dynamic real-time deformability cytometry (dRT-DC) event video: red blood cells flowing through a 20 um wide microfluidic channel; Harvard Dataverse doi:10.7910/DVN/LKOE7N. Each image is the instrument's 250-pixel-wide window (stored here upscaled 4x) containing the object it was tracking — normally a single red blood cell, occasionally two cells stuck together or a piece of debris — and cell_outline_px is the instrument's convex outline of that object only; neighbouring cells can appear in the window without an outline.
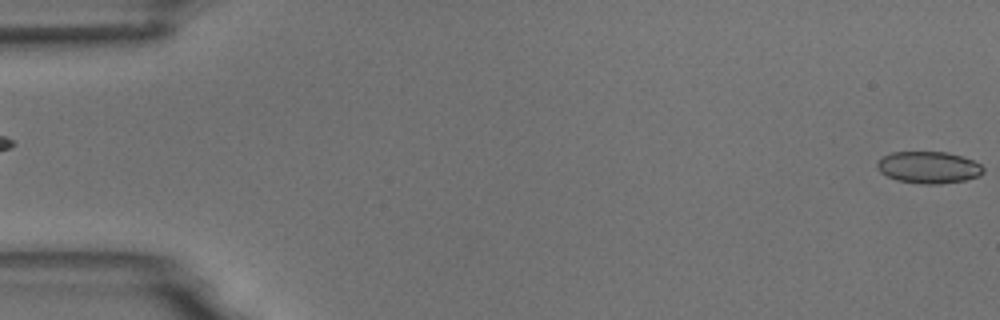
{"species": "common noctule bat (a hibernating species)", "species_latin": "Nyctalus noctula", "temperature_condition": "room temperature", "stored_images_in_passage": 5, "segment_of_instrument_passage": [2, 2], "camera_frame_rate_fps": 3000, "um_per_image_px": 0.085, "animal": {"sex": "male", "body_mass_g": 18.8}, "frame": {"image": 1, "passage_image": 5, "time_ms": 5.333, "image_size_px": [1000, 320], "cell_outline_px": [[984, 172], [980, 176], [964, 180], [940, 184], [924, 184], [896, 180], [880, 172], [876, 168], [876, 164], [884, 156], [892, 152], [948, 152], [972, 160], [980, 164], [984, 168]], "centroid_in_image_um": [78.94, 14.23], "position_along_channel_um": 6.1, "area_um2": 19.65}}